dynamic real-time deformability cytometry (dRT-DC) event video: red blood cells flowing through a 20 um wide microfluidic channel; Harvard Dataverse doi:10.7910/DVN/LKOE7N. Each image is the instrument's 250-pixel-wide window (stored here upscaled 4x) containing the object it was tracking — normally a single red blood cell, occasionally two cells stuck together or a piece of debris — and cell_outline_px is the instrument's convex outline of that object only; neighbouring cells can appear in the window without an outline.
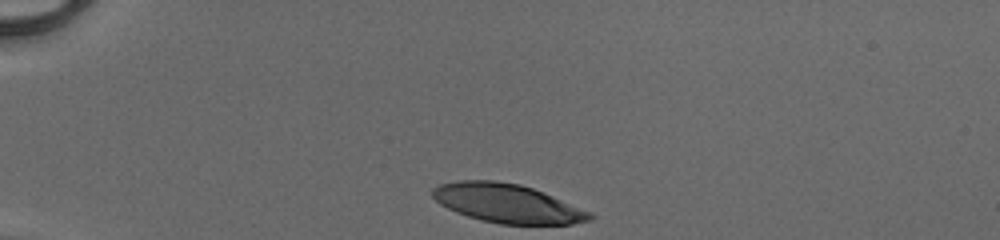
{"species": "human", "species_latin": "Homo sapiens", "temperature_condition": "cold", "stored_images_in_passage": 31, "camera_frame_rate_fps": 3000, "um_per_image_px": 0.085, "donor": {"sex": "male"}, "frame": {"image": 1, "passage_image": 1, "time_ms": 0.0, "image_size_px": [1000, 240], "cell_outline_px": [[596, 216], [592, 220], [572, 224], [500, 224], [480, 220], [456, 212], [440, 204], [432, 196], [432, 188], [440, 184], [456, 180], [496, 180], [520, 184], [532, 188], [592, 212]], "centroid_in_image_um": [43.12, 17.28], "position_along_channel_um": 41.9, "area_um2": 35.66}}
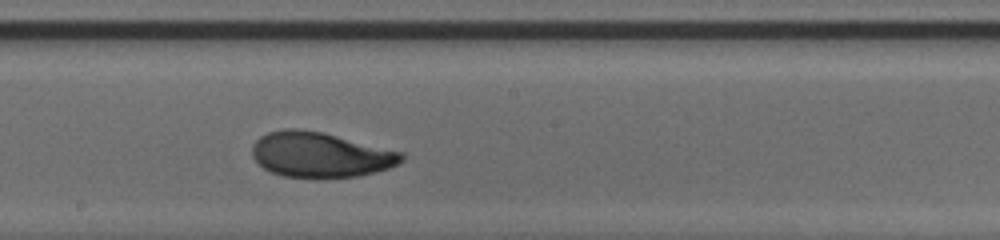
{"frame": {"image": 2, "passage_image": 18, "time_ms": 5.667, "image_size_px": [1000, 240], "cell_outline_px": [[404, 160], [388, 168], [356, 176], [284, 176], [272, 172], [264, 168], [252, 156], [252, 144], [260, 136], [268, 132], [284, 128], [296, 128], [320, 132], [404, 152]], "centroid_in_image_um": [27.2, 13.12], "position_along_channel_um": 221.0, "area_um2": 38.55}}
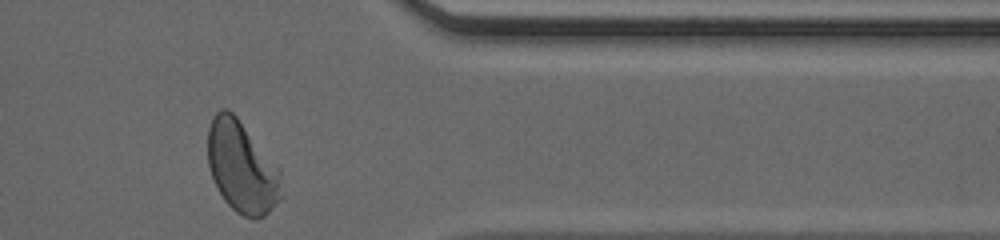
{"frame": {"image": 3, "passage_image": 31, "time_ms": 10.0, "image_size_px": [1000, 240], "cell_outline_px": [[284, 196], [264, 216], [256, 220], [244, 216], [236, 212], [224, 200], [208, 168], [208, 128], [212, 116], [220, 108], [228, 108], [236, 116], [280, 168]], "centroid_in_image_um": [20.58, 14.21], "position_along_channel_um": 390.8, "area_um2": 39.65}, "authors_computed_cell_mechanics": {"area_um2": 38.5526, "velocity_mm_per_s": 4.1293, "shape_relaxation_time_tau1_ms": 3.7649, "shape_relaxation_time_tau2_ms": 1.0173, "deformation_change_tau1": 0.1968, "deformation_change_tau2": 0.0635}}